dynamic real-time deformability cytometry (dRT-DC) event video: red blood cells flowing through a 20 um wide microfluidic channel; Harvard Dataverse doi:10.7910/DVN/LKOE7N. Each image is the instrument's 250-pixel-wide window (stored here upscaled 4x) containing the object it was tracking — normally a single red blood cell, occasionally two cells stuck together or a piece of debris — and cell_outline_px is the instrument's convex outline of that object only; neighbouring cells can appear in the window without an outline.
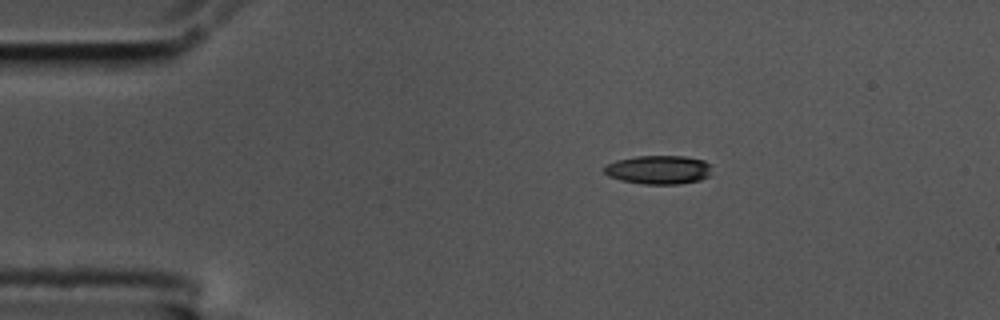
{"species": "common noctule bat (a hibernating species)", "species_latin": "Nyctalus noctula", "temperature_condition": "cold", "stored_images_in_passage": 48, "camera_frame_rate_fps": 3000, "um_per_image_px": 0.085, "animal": {"sex": "male", "body_mass_g": 17.5, "forearm_length_mm": 52.3}, "frame": {"image": 1, "passage_image": 1, "time_ms": 0.0, "image_size_px": [1000, 320], "cell_outline_px": [[708, 176], [700, 180], [680, 184], [644, 184], [620, 180], [608, 176], [604, 172], [604, 164], [616, 160], [636, 156], [684, 156], [704, 160], [708, 164]], "centroid_in_image_um": [55.91, 14.43], "position_along_channel_um": 29.1, "area_um2": 17.98}}
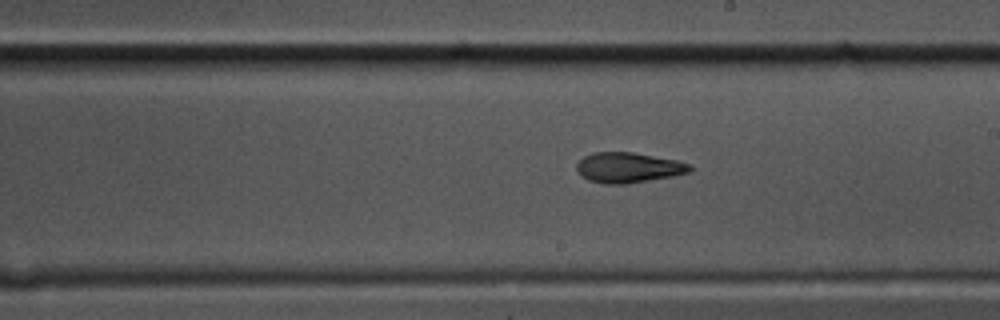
{"frame": {"image": 2, "passage_image": 23, "time_ms": 7.333, "image_size_px": [1000, 320], "cell_outline_px": [[692, 168], [688, 172], [672, 176], [628, 184], [604, 184], [588, 180], [580, 176], [576, 172], [576, 164], [584, 156], [592, 152], [632, 152], [676, 160], [692, 164]], "centroid_in_image_um": [53.36, 14.25], "position_along_channel_um": 235.6, "area_um2": 20.11}}
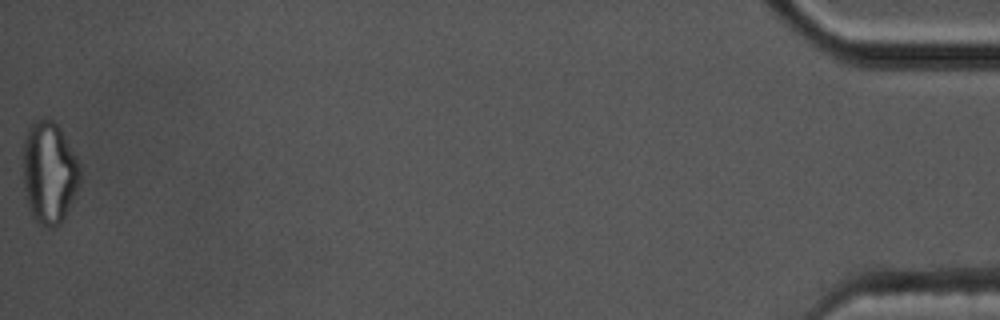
{"frame": {"image": 3, "passage_image": 48, "time_ms": 15.667, "image_size_px": [1000, 320], "cell_outline_px": [[80, 184], [64, 220], [60, 224], [52, 228], [48, 228], [40, 224], [32, 216], [28, 208], [24, 196], [24, 140], [28, 128], [36, 120], [44, 116], [52, 120], [60, 128], [76, 156], [80, 164]], "centroid_in_image_um": [4.19, 14.7], "position_along_channel_um": 431.0, "area_um2": 34.28}, "authors_computed_cell_mechanics": {"area_um2": 20.0277, "velocity_mm_per_s": 3.5358, "shape_relaxation_time_tau1_ms": 6.5405, "shape_relaxation_time_tau2_ms": 3.8892, "deformation_change_tau1": 0.1977, "deformation_change_tau2": 0.1306}}